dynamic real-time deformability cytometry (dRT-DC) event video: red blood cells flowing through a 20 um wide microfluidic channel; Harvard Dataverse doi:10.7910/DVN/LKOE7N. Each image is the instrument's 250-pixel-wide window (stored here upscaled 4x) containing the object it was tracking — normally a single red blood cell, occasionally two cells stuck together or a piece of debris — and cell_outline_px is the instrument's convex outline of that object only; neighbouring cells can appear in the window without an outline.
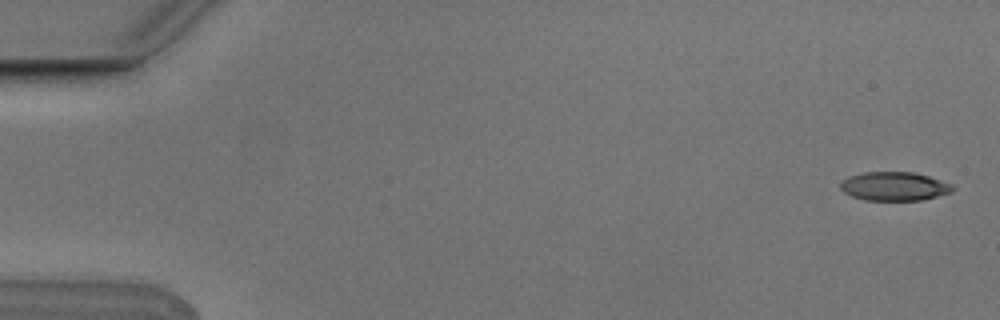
{"species": "Egyptian fruit bat (a non-hibernating species)", "species_latin": "Rousettus aegyptiacus", "temperature_condition": "cold", "stored_images_in_passage": 5, "camera_frame_rate_fps": 3000, "um_per_image_px": 0.085, "animal": {"sex": "male"}, "frame": {"image": 1, "passage_image": 1, "time_ms": 0.0, "image_size_px": [1000, 320], "cell_outline_px": [[956, 188], [952, 192], [924, 200], [864, 200], [852, 196], [844, 192], [840, 188], [840, 184], [848, 176], [864, 172], [912, 172], [928, 176], [952, 184]], "centroid_in_image_um": [76.04, 15.84], "position_along_channel_um": 9.0, "area_um2": 18.84}}
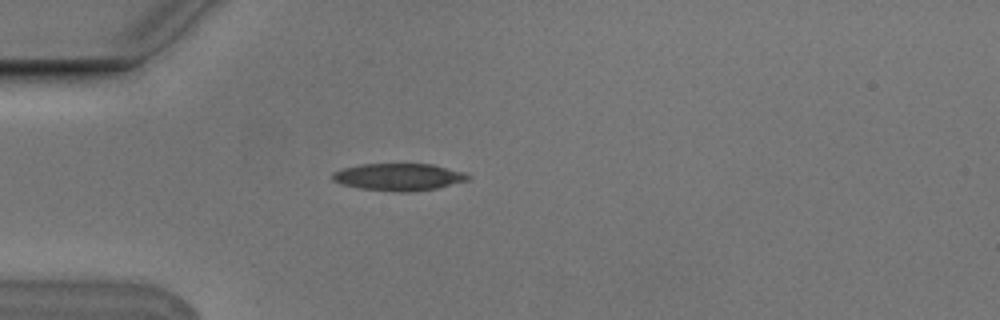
{"frame": {"image": 2, "passage_image": 5, "time_ms": 1.333, "image_size_px": [1000, 320], "cell_outline_px": [[472, 176], [468, 180], [436, 188], [412, 192], [396, 192], [360, 188], [344, 184], [332, 180], [332, 172], [340, 168], [360, 164], [432, 164], [464, 172]], "centroid_in_image_um": [33.88, 15.04], "position_along_channel_um": 51.1, "area_um2": 21.5}}